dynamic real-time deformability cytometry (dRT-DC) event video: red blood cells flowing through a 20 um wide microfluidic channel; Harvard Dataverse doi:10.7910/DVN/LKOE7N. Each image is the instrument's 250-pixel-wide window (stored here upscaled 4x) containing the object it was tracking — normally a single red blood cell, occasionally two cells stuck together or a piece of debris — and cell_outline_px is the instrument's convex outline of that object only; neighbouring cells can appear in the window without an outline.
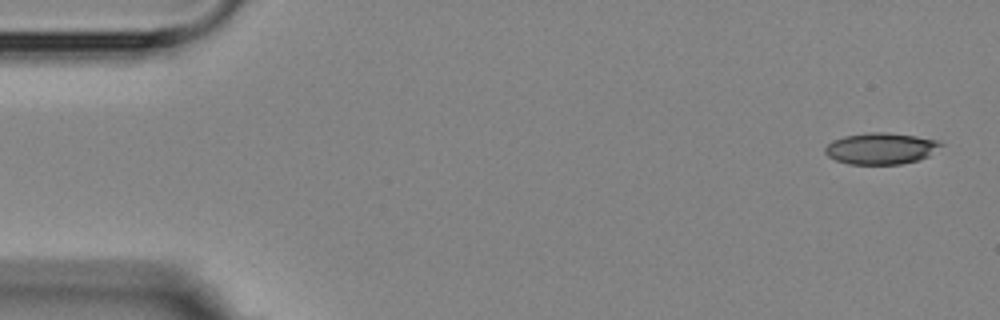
{"species": "Egyptian fruit bat (a non-hibernating species)", "species_latin": "Rousettus aegyptiacus", "temperature_condition": "room temperature", "stored_images_in_passage": 6, "camera_frame_rate_fps": 3000, "um_per_image_px": 0.085, "animal": {"sex": "female"}, "frame": {"image": 1, "passage_image": 1, "time_ms": 0.0, "image_size_px": [1000, 320], "cell_outline_px": [[944, 144], [928, 156], [916, 160], [900, 164], [848, 164], [836, 160], [828, 156], [824, 152], [824, 148], [832, 140], [844, 136], [868, 132], [888, 132], [916, 136], [936, 140]], "centroid_in_image_um": [74.84, 12.61], "position_along_channel_um": 10.2, "area_um2": 21.15}}
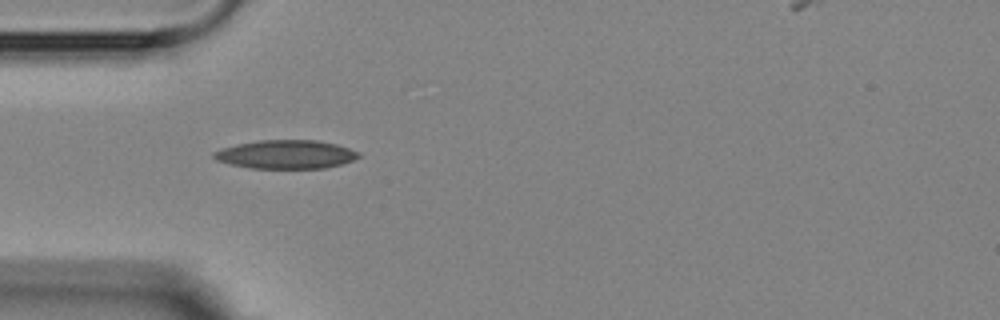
{"frame": {"image": 2, "passage_image": 5, "time_ms": 4.667, "image_size_px": [1000, 320], "cell_outline_px": [[360, 156], [352, 160], [340, 164], [324, 168], [252, 168], [232, 164], [216, 160], [212, 156], [212, 152], [220, 148], [236, 144], [260, 140], [316, 140], [336, 144], [360, 152]], "centroid_in_image_um": [24.27, 13.11], "position_along_channel_um": 60.7, "area_um2": 24.04}}
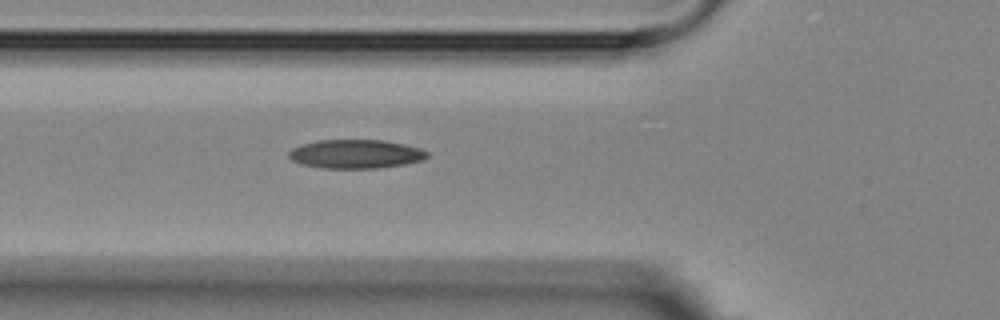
{"frame": {"image": 3, "passage_image": 6, "time_ms": 5.667, "image_size_px": [1000, 320], "cell_outline_px": [[428, 156], [420, 160], [404, 164], [376, 168], [324, 168], [300, 164], [292, 160], [288, 156], [288, 152], [292, 148], [300, 144], [316, 140], [384, 140], [404, 144], [420, 148], [428, 152]], "centroid_in_image_um": [30.19, 13.08], "position_along_channel_um": 95.6, "area_um2": 23.24}}